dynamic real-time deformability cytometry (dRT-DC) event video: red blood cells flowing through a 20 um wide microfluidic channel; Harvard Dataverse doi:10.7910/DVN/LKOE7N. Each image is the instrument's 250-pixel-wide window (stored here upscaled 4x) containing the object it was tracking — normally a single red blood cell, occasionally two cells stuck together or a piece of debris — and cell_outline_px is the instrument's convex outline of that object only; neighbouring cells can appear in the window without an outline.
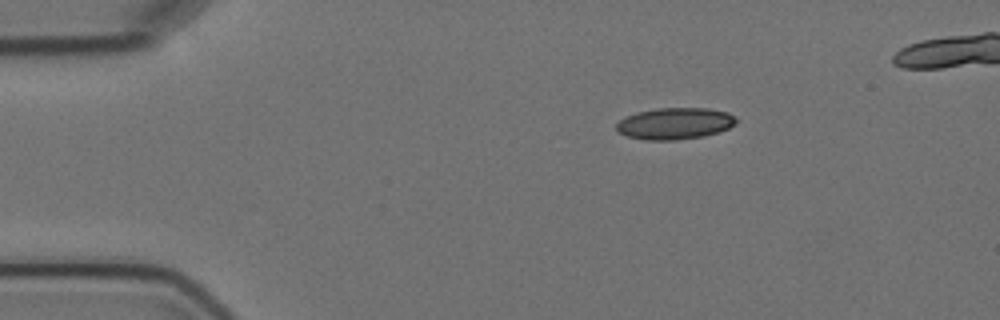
{"species": "Egyptian fruit bat (a non-hibernating species)", "species_latin": "Rousettus aegyptiacus", "temperature_condition": "cold", "stored_images_in_passage": 4, "camera_frame_rate_fps": 3000, "um_per_image_px": 0.085, "animal": {"sex": "female"}, "frame": {"image": 1, "passage_image": 1, "time_ms": 0.0, "image_size_px": [1000, 320], "cell_outline_px": [[736, 124], [728, 128], [704, 136], [676, 140], [644, 140], [628, 136], [620, 132], [616, 128], [616, 124], [624, 116], [636, 112], [656, 108], [708, 108], [728, 112], [736, 116]], "centroid_in_image_um": [57.36, 10.49], "position_along_channel_um": 27.6, "area_um2": 22.14}}